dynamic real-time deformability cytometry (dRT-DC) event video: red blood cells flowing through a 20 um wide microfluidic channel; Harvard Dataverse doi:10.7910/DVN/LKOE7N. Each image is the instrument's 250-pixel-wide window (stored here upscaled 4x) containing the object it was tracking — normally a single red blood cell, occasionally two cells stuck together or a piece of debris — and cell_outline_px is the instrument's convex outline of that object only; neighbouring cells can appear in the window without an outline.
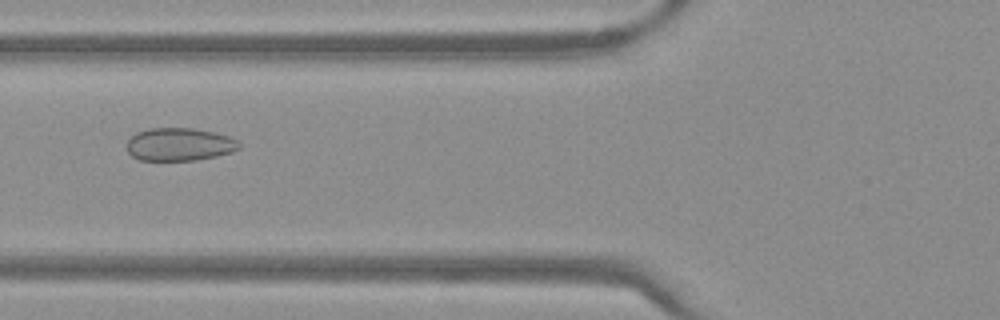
{"species": "Egyptian fruit bat (a non-hibernating species)", "species_latin": "Rousettus aegyptiacus", "temperature_condition": "warm", "stored_images_in_passage": 50, "camera_frame_rate_fps": 3000, "um_per_image_px": 0.085, "frame": {"image": 1, "passage_image": 20, "time_ms": 6.333, "image_size_px": [1000, 320], "cell_outline_px": [[240, 148], [232, 152], [216, 156], [196, 160], [140, 160], [132, 156], [128, 152], [128, 140], [136, 132], [148, 128], [192, 128], [212, 132], [228, 136], [236, 140], [240, 144]], "centroid_in_image_um": [15.24, 12.27], "position_along_channel_um": 110.6, "area_um2": 21.44}}
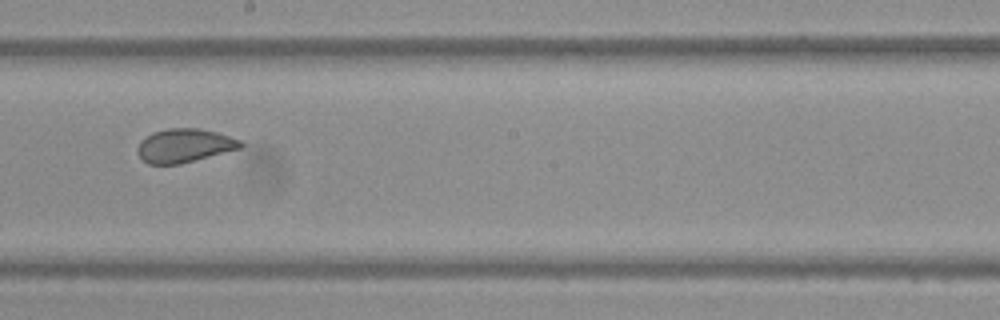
{"frame": {"image": 2, "passage_image": 29, "time_ms": 9.333, "image_size_px": [1000, 320], "cell_outline_px": [[244, 144], [240, 148], [180, 164], [148, 164], [136, 152], [136, 148], [140, 140], [152, 132], [168, 128], [196, 128], [216, 132], [240, 140]], "centroid_in_image_um": [15.62, 12.37], "position_along_channel_um": 232.6, "area_um2": 20.11}}
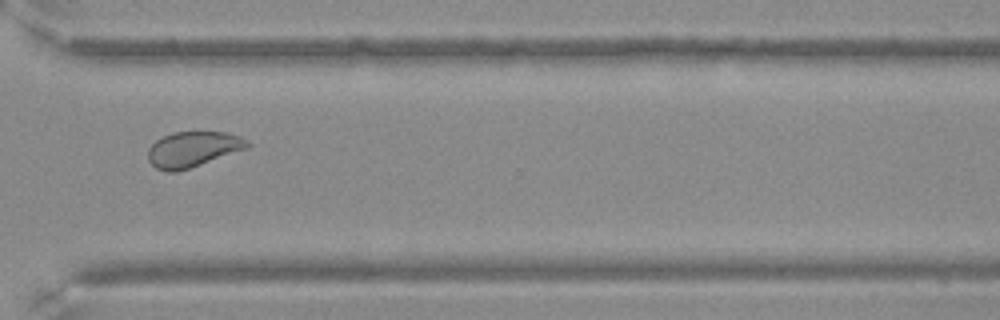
{"frame": {"image": 3, "passage_image": 38, "time_ms": 12.333, "image_size_px": [1000, 320], "cell_outline_px": [[252, 144], [248, 148], [176, 172], [164, 172], [156, 168], [148, 160], [148, 148], [156, 140], [172, 132], [228, 132], [240, 136], [248, 140]], "centroid_in_image_um": [16.4, 12.68], "position_along_channel_um": 354.2, "area_um2": 20.52}}